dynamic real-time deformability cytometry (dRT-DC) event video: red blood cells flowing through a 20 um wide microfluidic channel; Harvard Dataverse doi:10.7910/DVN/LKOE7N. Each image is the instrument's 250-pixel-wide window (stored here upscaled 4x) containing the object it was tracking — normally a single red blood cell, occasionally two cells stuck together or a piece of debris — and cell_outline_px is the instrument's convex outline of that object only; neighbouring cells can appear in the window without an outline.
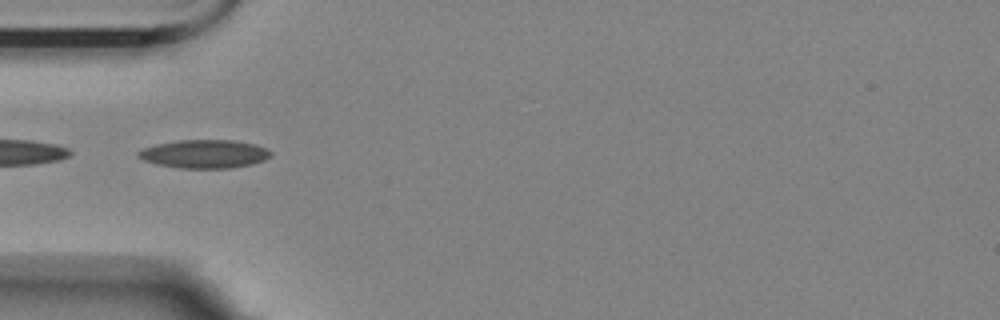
{"species": "Egyptian fruit bat (a non-hibernating species)", "species_latin": "Rousettus aegyptiacus", "temperature_condition": "room temperature", "stored_images_in_passage": 46, "camera_frame_rate_fps": 3000, "um_per_image_px": 0.085, "animal": {"sex": "female"}, "frame": {"image": 1, "passage_image": 9, "time_ms": 2.667, "image_size_px": [1000, 320], "cell_outline_px": [[272, 156], [264, 160], [252, 164], [232, 168], [180, 168], [156, 164], [144, 160], [136, 152], [144, 148], [156, 144], [180, 140], [232, 140], [256, 144], [272, 152]], "centroid_in_image_um": [17.41, 13.08], "position_along_channel_um": 67.6, "area_um2": 21.85}}
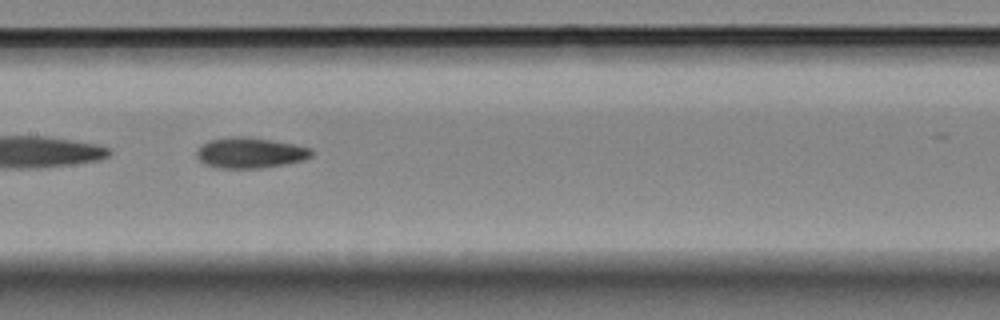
{"frame": {"image": 2, "passage_image": 19, "time_ms": 6.0, "image_size_px": [1000, 320], "cell_outline_px": [[312, 156], [304, 160], [284, 164], [260, 168], [220, 168], [204, 164], [196, 156], [196, 152], [208, 140], [236, 136], [240, 136], [268, 140], [292, 144], [312, 148]], "centroid_in_image_um": [21.26, 13.0], "position_along_channel_um": 186.1, "area_um2": 20.17}}
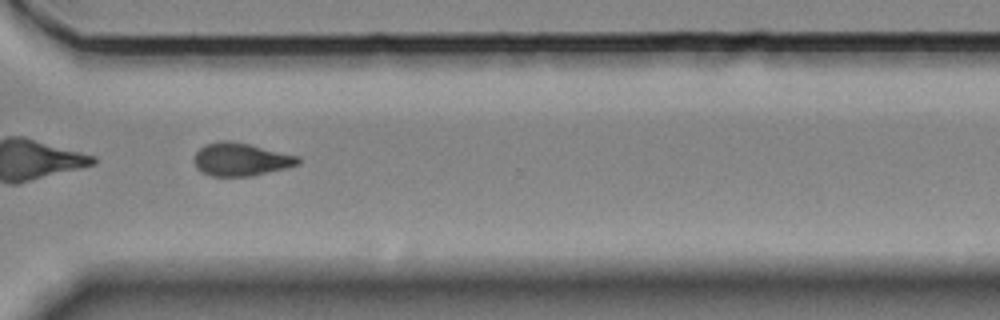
{"frame": {"image": 3, "passage_image": 33, "time_ms": 10.667, "image_size_px": [1000, 320], "cell_outline_px": [[300, 164], [252, 176], [208, 176], [200, 172], [196, 168], [196, 152], [200, 148], [208, 144], [220, 140], [228, 140], [248, 144], [300, 156]], "centroid_in_image_um": [20.48, 13.56], "position_along_channel_um": 350.1, "area_um2": 19.83}}